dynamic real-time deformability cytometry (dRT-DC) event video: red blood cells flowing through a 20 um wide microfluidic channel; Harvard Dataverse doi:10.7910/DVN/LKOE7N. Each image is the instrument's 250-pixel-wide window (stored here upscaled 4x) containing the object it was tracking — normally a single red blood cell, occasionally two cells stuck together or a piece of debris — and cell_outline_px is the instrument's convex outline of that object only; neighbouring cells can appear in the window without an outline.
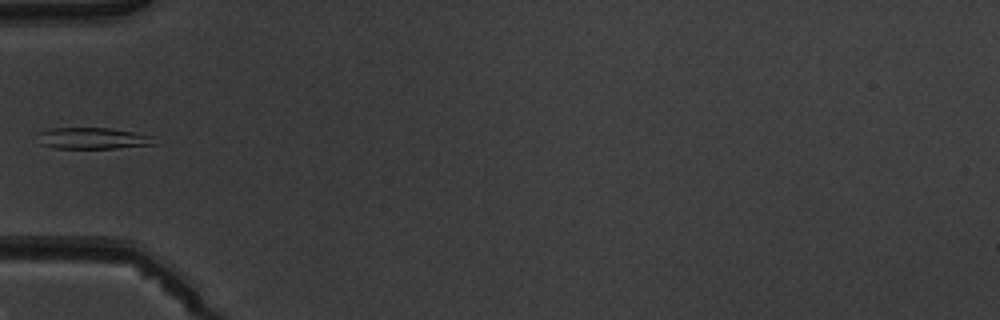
{"species": "common noctule bat (a hibernating species)", "species_latin": "Nyctalus noctula", "temperature_condition": "warm", "stored_images_in_passage": 7, "camera_frame_rate_fps": 3000, "um_per_image_px": 0.085, "animal": {"sex": "male", "body_mass_g": 19.5, "forearm_length_mm": 54.6}, "frame": {"image": 1, "passage_image": 6, "time_ms": 6.667, "image_size_px": [1000, 320], "cell_outline_px": [[160, 144], [116, 148], [52, 148], [40, 144], [36, 132], [48, 128], [108, 128], [132, 132], [152, 136]], "centroid_in_image_um": [7.86, 11.76], "position_along_channel_um": 77.1, "area_um2": 14.74}}
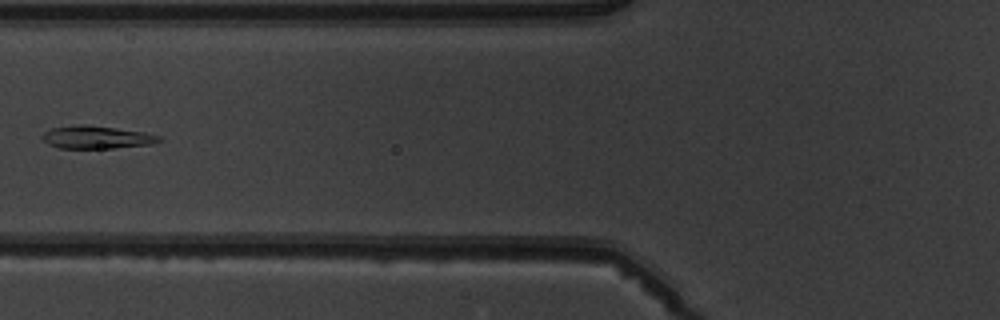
{"frame": {"image": 2, "passage_image": 7, "time_ms": 7.667, "image_size_px": [1000, 320], "cell_outline_px": [[160, 140], [152, 144], [112, 148], [60, 148], [48, 144], [40, 136], [44, 132], [52, 128], [80, 124], [144, 132], [160, 136]], "centroid_in_image_um": [8.17, 11.67], "position_along_channel_um": 117.6, "area_um2": 15.2}}